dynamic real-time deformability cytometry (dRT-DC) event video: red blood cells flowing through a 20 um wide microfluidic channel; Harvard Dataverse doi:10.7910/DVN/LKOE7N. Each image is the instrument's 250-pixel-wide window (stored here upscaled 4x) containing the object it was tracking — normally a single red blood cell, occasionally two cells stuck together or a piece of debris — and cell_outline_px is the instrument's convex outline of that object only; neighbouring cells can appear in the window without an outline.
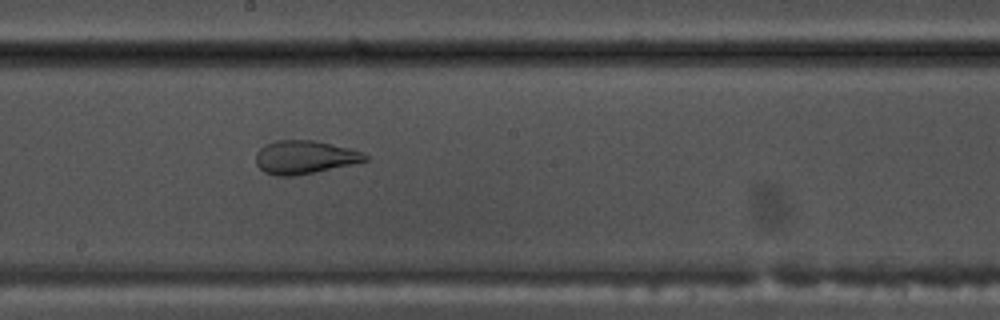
{"species": "common noctule bat (a hibernating species)", "species_latin": "Nyctalus noctula", "temperature_condition": "warm", "stored_images_in_passage": 54, "camera_frame_rate_fps": 3000, "um_per_image_px": 0.085, "animal": {"sex": "male", "body_mass_g": 17.5, "forearm_length_mm": 52.3}, "frame": {"image": 1, "passage_image": 30, "time_ms": 9.667, "image_size_px": [1000, 320], "cell_outline_px": [[368, 160], [352, 164], [292, 176], [276, 176], [264, 172], [256, 164], [256, 152], [264, 144], [276, 140], [316, 140], [352, 148], [364, 152], [368, 156]], "centroid_in_image_um": [25.89, 13.34], "position_along_channel_um": 222.3, "area_um2": 21.33}}
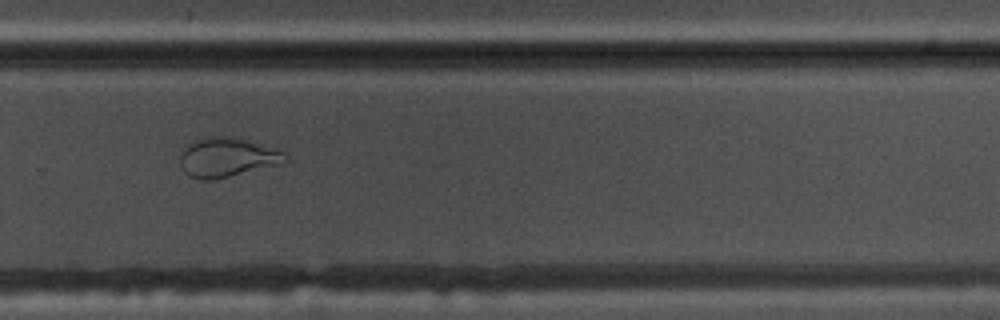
{"frame": {"image": 2, "passage_image": 37, "time_ms": 12.0, "image_size_px": [1000, 320], "cell_outline_px": [[288, 160], [284, 164], [212, 180], [200, 180], [188, 176], [184, 172], [180, 164], [180, 152], [188, 144], [196, 140], [208, 136], [228, 136], [248, 140], [276, 148], [284, 152], [288, 156]], "centroid_in_image_um": [19.33, 13.38], "position_along_channel_um": 310.5, "area_um2": 24.51}}
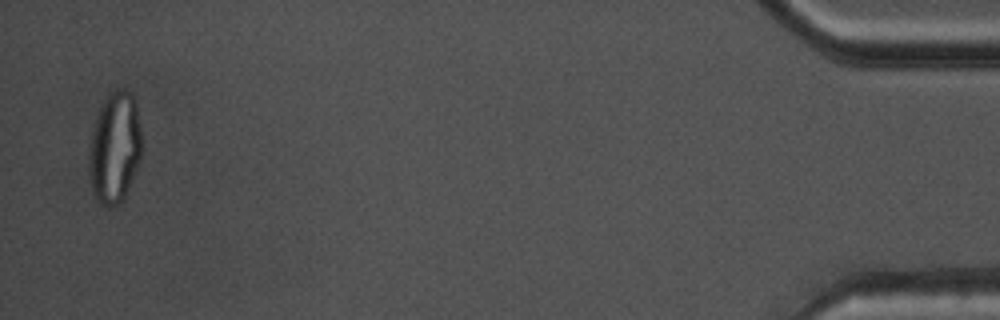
{"frame": {"image": 3, "passage_image": 53, "time_ms": 17.333, "image_size_px": [1000, 320], "cell_outline_px": [[140, 156], [128, 188], [124, 196], [116, 204], [104, 204], [96, 200], [92, 192], [88, 168], [88, 152], [92, 128], [100, 108], [108, 96], [116, 88], [128, 88], [132, 92], [136, 104], [140, 128]], "centroid_in_image_um": [9.72, 12.5], "position_along_channel_um": 425.5, "area_um2": 33.76}}